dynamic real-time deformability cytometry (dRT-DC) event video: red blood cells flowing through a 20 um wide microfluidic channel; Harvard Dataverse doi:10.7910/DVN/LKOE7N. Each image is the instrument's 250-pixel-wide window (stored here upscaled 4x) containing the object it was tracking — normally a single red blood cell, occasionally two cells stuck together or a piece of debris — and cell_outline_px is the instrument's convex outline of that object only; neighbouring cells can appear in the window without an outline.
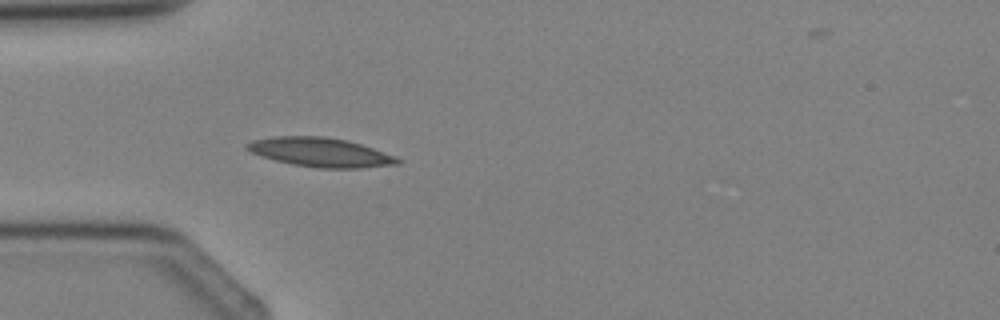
{"species": "Egyptian fruit bat (a non-hibernating species)", "species_latin": "Rousettus aegyptiacus", "temperature_condition": "cold", "stored_images_in_passage": 3, "camera_frame_rate_fps": 3000, "um_per_image_px": 0.085, "animal": {"sex": "female"}, "frame": {"image": 1, "passage_image": 3, "time_ms": 2.333, "image_size_px": [1000, 320], "cell_outline_px": [[404, 160], [400, 164], [360, 168], [316, 168], [292, 164], [276, 160], [252, 152], [244, 148], [244, 144], [252, 140], [272, 136], [324, 136], [348, 140], [396, 156]], "centroid_in_image_um": [27.26, 12.94], "position_along_channel_um": 57.7, "area_um2": 25.66}}